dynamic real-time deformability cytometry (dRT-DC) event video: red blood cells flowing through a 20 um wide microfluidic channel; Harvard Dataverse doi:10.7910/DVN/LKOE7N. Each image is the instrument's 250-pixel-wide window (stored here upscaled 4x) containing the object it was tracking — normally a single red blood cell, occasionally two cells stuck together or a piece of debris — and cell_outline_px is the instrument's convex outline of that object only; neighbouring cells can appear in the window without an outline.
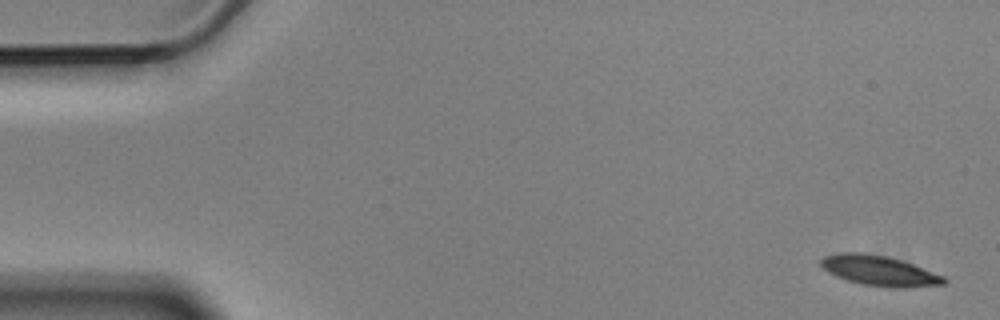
{"species": "Egyptian fruit bat (a non-hibernating species)", "species_latin": "Rousettus aegyptiacus", "temperature_condition": "cold", "stored_images_in_passage": 5, "camera_frame_rate_fps": 3000, "um_per_image_px": 0.085, "animal": {"sex": "male"}, "frame": {"image": 1, "passage_image": 1, "time_ms": 0.0, "image_size_px": [1000, 320], "cell_outline_px": [[948, 280], [944, 284], [904, 288], [892, 288], [864, 284], [848, 280], [836, 276], [828, 272], [820, 264], [820, 260], [824, 256], [840, 252], [864, 252], [888, 256], [912, 264], [944, 276]], "centroid_in_image_um": [74.74, 23.0], "position_along_channel_um": 10.3, "area_um2": 21.56}}
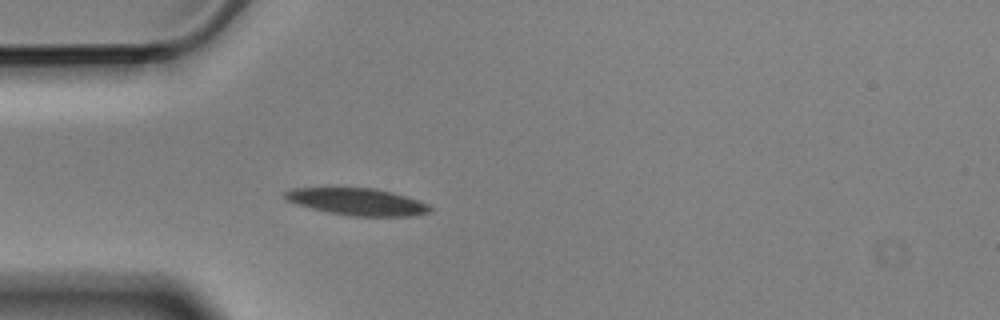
{"frame": {"image": 2, "passage_image": 5, "time_ms": 1.333, "image_size_px": [1000, 320], "cell_outline_px": [[432, 208], [428, 212], [412, 216], [352, 216], [328, 212], [312, 208], [288, 200], [284, 196], [284, 192], [292, 188], [376, 188], [408, 196], [428, 204]], "centroid_in_image_um": [30.42, 17.14], "position_along_channel_um": 54.6, "area_um2": 22.6}}